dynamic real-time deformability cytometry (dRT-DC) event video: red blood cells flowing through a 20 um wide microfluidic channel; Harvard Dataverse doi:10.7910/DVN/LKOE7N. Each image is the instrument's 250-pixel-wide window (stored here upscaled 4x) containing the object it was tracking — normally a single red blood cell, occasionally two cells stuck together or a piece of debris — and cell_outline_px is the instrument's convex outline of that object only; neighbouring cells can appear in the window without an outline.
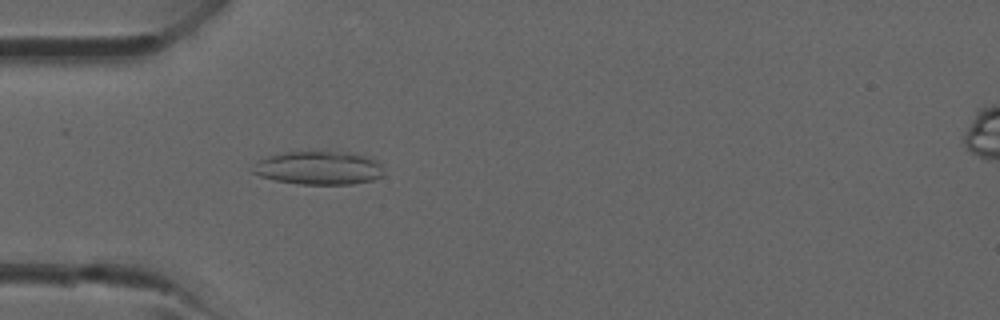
{"species": "common noctule bat (a hibernating species)", "species_latin": "Nyctalus noctula", "temperature_condition": "room temperature", "stored_images_in_passage": 40, "camera_frame_rate_fps": 3000, "um_per_image_px": 0.085, "animal": {"sex": "male", "forearm_length_mm": 52.5}, "frame": {"image": 1, "passage_image": 12, "time_ms": 3.667, "image_size_px": [1000, 320], "cell_outline_px": [[384, 172], [380, 176], [372, 180], [352, 184], [296, 184], [276, 180], [260, 176], [252, 172], [248, 168], [256, 160], [268, 156], [284, 152], [352, 152], [372, 156], [380, 164]], "centroid_in_image_um": [27.06, 14.26], "position_along_channel_um": 57.9, "area_um2": 25.89}}
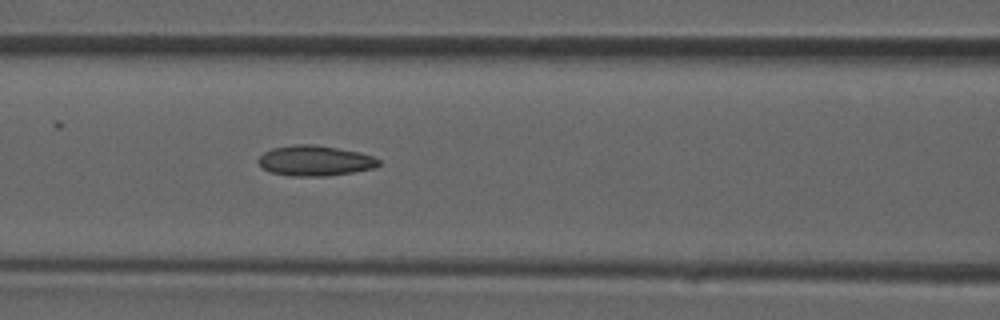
{"frame": {"image": 2, "passage_image": 17, "time_ms": 5.333, "image_size_px": [1000, 320], "cell_outline_px": [[380, 164], [376, 168], [328, 176], [288, 176], [272, 172], [264, 168], [256, 160], [264, 152], [272, 148], [296, 144], [312, 144], [360, 152], [372, 156], [380, 160]], "centroid_in_image_um": [26.78, 13.66], "position_along_channel_um": 139.8, "area_um2": 21.27}}
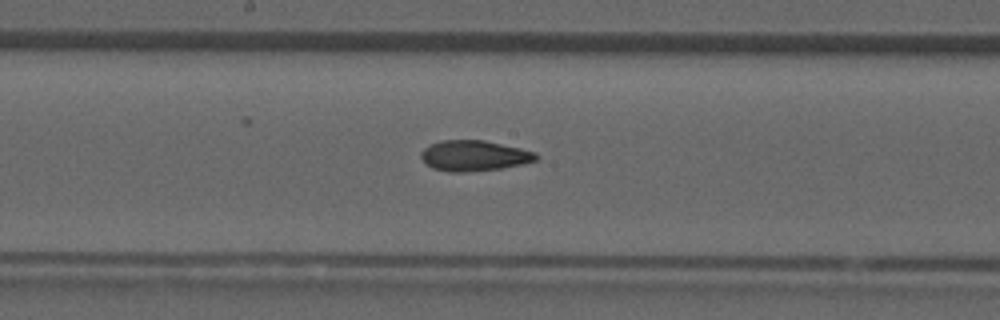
{"frame": {"image": 3, "passage_image": 21, "time_ms": 6.667, "image_size_px": [1000, 320], "cell_outline_px": [[540, 156], [536, 160], [524, 164], [500, 168], [464, 172], [448, 172], [432, 168], [420, 156], [420, 152], [424, 148], [440, 140], [484, 140], [520, 148], [536, 152]], "centroid_in_image_um": [40.31, 13.23], "position_along_channel_um": 207.9, "area_um2": 20.46}}